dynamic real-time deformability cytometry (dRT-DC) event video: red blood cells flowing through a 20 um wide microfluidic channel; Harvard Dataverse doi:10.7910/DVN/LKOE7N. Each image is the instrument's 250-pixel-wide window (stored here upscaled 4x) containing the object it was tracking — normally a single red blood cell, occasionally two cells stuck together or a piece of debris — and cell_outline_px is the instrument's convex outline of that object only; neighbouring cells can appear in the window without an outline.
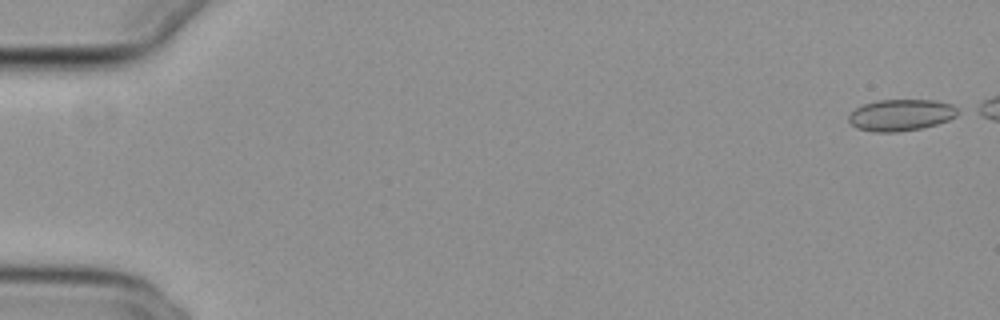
{"species": "common noctule bat (a hibernating species)", "species_latin": "Nyctalus noctula", "temperature_condition": "cold", "stored_images_in_passage": 47, "camera_frame_rate_fps": 3000, "um_per_image_px": 0.085, "animal": {"sex": "female", "body_mass_g": 29.2, "forearm_length_mm": 56.3}, "frame": {"image": 1, "passage_image": 1, "time_ms": 0.0, "image_size_px": [1000, 320], "cell_outline_px": [[964, 112], [948, 120], [936, 124], [920, 128], [896, 132], [872, 132], [856, 128], [848, 120], [848, 116], [856, 108], [864, 104], [876, 100], [932, 100], [952, 104]], "centroid_in_image_um": [76.61, 9.77], "position_along_channel_um": 8.4, "area_um2": 20.17}}
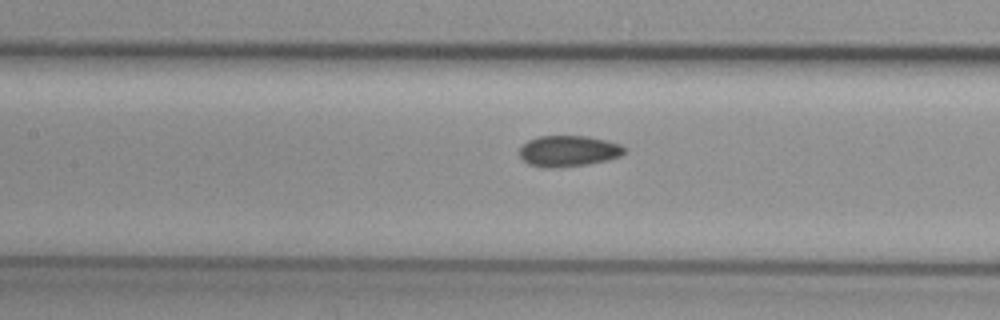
{"frame": {"image": 2, "passage_image": 25, "time_ms": 8.0, "image_size_px": [1000, 320], "cell_outline_px": [[624, 152], [620, 156], [608, 160], [584, 164], [552, 168], [544, 168], [528, 164], [520, 156], [520, 148], [528, 140], [540, 136], [588, 136], [620, 144], [624, 148]], "centroid_in_image_um": [48.29, 12.84], "position_along_channel_um": 159.1, "area_um2": 18.73}}
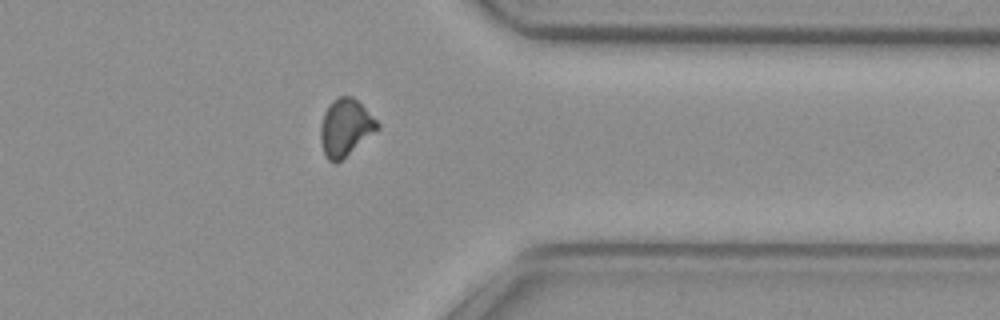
{"frame": {"image": 3, "passage_image": 43, "time_ms": 14.0, "image_size_px": [1000, 320], "cell_outline_px": [[380, 128], [336, 164], [328, 160], [324, 156], [320, 140], [320, 124], [324, 112], [332, 100], [340, 96], [352, 96], [380, 124]], "centroid_in_image_um": [29.33, 10.86], "position_along_channel_um": 382.1, "area_um2": 18.84}}